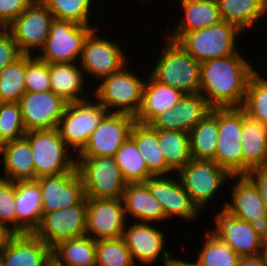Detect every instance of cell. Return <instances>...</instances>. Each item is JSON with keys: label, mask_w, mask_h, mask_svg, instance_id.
Returning <instances> with one entry per match:
<instances>
[{"label": "cell", "mask_w": 267, "mask_h": 266, "mask_svg": "<svg viewBox=\"0 0 267 266\" xmlns=\"http://www.w3.org/2000/svg\"><path fill=\"white\" fill-rule=\"evenodd\" d=\"M79 67L78 63H50L51 90L67 103L87 99L83 90L85 74Z\"/></svg>", "instance_id": "30"}, {"label": "cell", "mask_w": 267, "mask_h": 266, "mask_svg": "<svg viewBox=\"0 0 267 266\" xmlns=\"http://www.w3.org/2000/svg\"><path fill=\"white\" fill-rule=\"evenodd\" d=\"M170 176H152L144 183L148 186L151 194L161 204L167 219L179 217L187 221H196L201 211L192 202L190 195L185 191L178 176Z\"/></svg>", "instance_id": "19"}, {"label": "cell", "mask_w": 267, "mask_h": 266, "mask_svg": "<svg viewBox=\"0 0 267 266\" xmlns=\"http://www.w3.org/2000/svg\"><path fill=\"white\" fill-rule=\"evenodd\" d=\"M243 32L224 20L200 30L184 33L177 42L198 62L237 54L236 40Z\"/></svg>", "instance_id": "5"}, {"label": "cell", "mask_w": 267, "mask_h": 266, "mask_svg": "<svg viewBox=\"0 0 267 266\" xmlns=\"http://www.w3.org/2000/svg\"><path fill=\"white\" fill-rule=\"evenodd\" d=\"M256 70L252 73L242 109L246 115L267 126V79Z\"/></svg>", "instance_id": "39"}, {"label": "cell", "mask_w": 267, "mask_h": 266, "mask_svg": "<svg viewBox=\"0 0 267 266\" xmlns=\"http://www.w3.org/2000/svg\"><path fill=\"white\" fill-rule=\"evenodd\" d=\"M145 79L142 102L135 119L138 123L149 124L157 115L172 109L185 94L174 87L160 83L150 74Z\"/></svg>", "instance_id": "25"}, {"label": "cell", "mask_w": 267, "mask_h": 266, "mask_svg": "<svg viewBox=\"0 0 267 266\" xmlns=\"http://www.w3.org/2000/svg\"><path fill=\"white\" fill-rule=\"evenodd\" d=\"M26 54V92H45L51 90L50 63Z\"/></svg>", "instance_id": "43"}, {"label": "cell", "mask_w": 267, "mask_h": 266, "mask_svg": "<svg viewBox=\"0 0 267 266\" xmlns=\"http://www.w3.org/2000/svg\"><path fill=\"white\" fill-rule=\"evenodd\" d=\"M176 266H198L195 261H183V259H177Z\"/></svg>", "instance_id": "51"}, {"label": "cell", "mask_w": 267, "mask_h": 266, "mask_svg": "<svg viewBox=\"0 0 267 266\" xmlns=\"http://www.w3.org/2000/svg\"><path fill=\"white\" fill-rule=\"evenodd\" d=\"M177 174L185 191L200 211L208 201L210 203L227 180L237 179L236 175H231L225 168L210 160L191 159Z\"/></svg>", "instance_id": "8"}, {"label": "cell", "mask_w": 267, "mask_h": 266, "mask_svg": "<svg viewBox=\"0 0 267 266\" xmlns=\"http://www.w3.org/2000/svg\"><path fill=\"white\" fill-rule=\"evenodd\" d=\"M135 123L136 119L132 115L108 112L76 157L114 156L122 143L130 137Z\"/></svg>", "instance_id": "15"}, {"label": "cell", "mask_w": 267, "mask_h": 266, "mask_svg": "<svg viewBox=\"0 0 267 266\" xmlns=\"http://www.w3.org/2000/svg\"><path fill=\"white\" fill-rule=\"evenodd\" d=\"M246 176L254 183L267 208V166L251 169Z\"/></svg>", "instance_id": "47"}, {"label": "cell", "mask_w": 267, "mask_h": 266, "mask_svg": "<svg viewBox=\"0 0 267 266\" xmlns=\"http://www.w3.org/2000/svg\"><path fill=\"white\" fill-rule=\"evenodd\" d=\"M95 28L97 27L54 19L49 36L39 51L41 53L36 57L48 63H77L84 40Z\"/></svg>", "instance_id": "9"}, {"label": "cell", "mask_w": 267, "mask_h": 266, "mask_svg": "<svg viewBox=\"0 0 267 266\" xmlns=\"http://www.w3.org/2000/svg\"><path fill=\"white\" fill-rule=\"evenodd\" d=\"M10 34V23L3 19L0 18V39L5 38Z\"/></svg>", "instance_id": "50"}, {"label": "cell", "mask_w": 267, "mask_h": 266, "mask_svg": "<svg viewBox=\"0 0 267 266\" xmlns=\"http://www.w3.org/2000/svg\"><path fill=\"white\" fill-rule=\"evenodd\" d=\"M15 196L16 182L0 178V223L16 233Z\"/></svg>", "instance_id": "44"}, {"label": "cell", "mask_w": 267, "mask_h": 266, "mask_svg": "<svg viewBox=\"0 0 267 266\" xmlns=\"http://www.w3.org/2000/svg\"><path fill=\"white\" fill-rule=\"evenodd\" d=\"M16 234L34 233L42 220V195L36 180L16 181Z\"/></svg>", "instance_id": "24"}, {"label": "cell", "mask_w": 267, "mask_h": 266, "mask_svg": "<svg viewBox=\"0 0 267 266\" xmlns=\"http://www.w3.org/2000/svg\"><path fill=\"white\" fill-rule=\"evenodd\" d=\"M239 52L201 63L199 93L211 108L242 107L256 70Z\"/></svg>", "instance_id": "1"}, {"label": "cell", "mask_w": 267, "mask_h": 266, "mask_svg": "<svg viewBox=\"0 0 267 266\" xmlns=\"http://www.w3.org/2000/svg\"><path fill=\"white\" fill-rule=\"evenodd\" d=\"M243 175L251 169L267 166V126L248 117L243 110L241 133Z\"/></svg>", "instance_id": "28"}, {"label": "cell", "mask_w": 267, "mask_h": 266, "mask_svg": "<svg viewBox=\"0 0 267 266\" xmlns=\"http://www.w3.org/2000/svg\"><path fill=\"white\" fill-rule=\"evenodd\" d=\"M45 266H63L59 264L54 258H51Z\"/></svg>", "instance_id": "52"}, {"label": "cell", "mask_w": 267, "mask_h": 266, "mask_svg": "<svg viewBox=\"0 0 267 266\" xmlns=\"http://www.w3.org/2000/svg\"><path fill=\"white\" fill-rule=\"evenodd\" d=\"M188 134L191 158L214 161L218 139V108H211Z\"/></svg>", "instance_id": "31"}, {"label": "cell", "mask_w": 267, "mask_h": 266, "mask_svg": "<svg viewBox=\"0 0 267 266\" xmlns=\"http://www.w3.org/2000/svg\"><path fill=\"white\" fill-rule=\"evenodd\" d=\"M184 15L165 38L177 41L184 33L203 29L222 21L217 0H180ZM171 32V33H170Z\"/></svg>", "instance_id": "26"}, {"label": "cell", "mask_w": 267, "mask_h": 266, "mask_svg": "<svg viewBox=\"0 0 267 266\" xmlns=\"http://www.w3.org/2000/svg\"><path fill=\"white\" fill-rule=\"evenodd\" d=\"M126 220L122 198H87L86 235L94 240L121 238Z\"/></svg>", "instance_id": "17"}, {"label": "cell", "mask_w": 267, "mask_h": 266, "mask_svg": "<svg viewBox=\"0 0 267 266\" xmlns=\"http://www.w3.org/2000/svg\"><path fill=\"white\" fill-rule=\"evenodd\" d=\"M31 146L35 180L76 169L77 158L61 138L58 129L32 130L24 136Z\"/></svg>", "instance_id": "4"}, {"label": "cell", "mask_w": 267, "mask_h": 266, "mask_svg": "<svg viewBox=\"0 0 267 266\" xmlns=\"http://www.w3.org/2000/svg\"><path fill=\"white\" fill-rule=\"evenodd\" d=\"M211 110L200 94H185L172 109L157 115L149 125L157 130L189 132Z\"/></svg>", "instance_id": "22"}, {"label": "cell", "mask_w": 267, "mask_h": 266, "mask_svg": "<svg viewBox=\"0 0 267 266\" xmlns=\"http://www.w3.org/2000/svg\"><path fill=\"white\" fill-rule=\"evenodd\" d=\"M214 218L216 226L211 232L227 243L240 257L263 253L266 234L260 229L230 215L223 208Z\"/></svg>", "instance_id": "16"}, {"label": "cell", "mask_w": 267, "mask_h": 266, "mask_svg": "<svg viewBox=\"0 0 267 266\" xmlns=\"http://www.w3.org/2000/svg\"><path fill=\"white\" fill-rule=\"evenodd\" d=\"M1 256L4 266H45L52 249L34 233L16 234Z\"/></svg>", "instance_id": "23"}, {"label": "cell", "mask_w": 267, "mask_h": 266, "mask_svg": "<svg viewBox=\"0 0 267 266\" xmlns=\"http://www.w3.org/2000/svg\"><path fill=\"white\" fill-rule=\"evenodd\" d=\"M131 256L141 264L149 265L160 259V255L165 266H176L177 258H172L169 251L165 250L164 233L149 222L133 221L130 226L125 225L121 237Z\"/></svg>", "instance_id": "14"}, {"label": "cell", "mask_w": 267, "mask_h": 266, "mask_svg": "<svg viewBox=\"0 0 267 266\" xmlns=\"http://www.w3.org/2000/svg\"><path fill=\"white\" fill-rule=\"evenodd\" d=\"M0 266H4V262H3V258L1 256V253H0Z\"/></svg>", "instance_id": "54"}, {"label": "cell", "mask_w": 267, "mask_h": 266, "mask_svg": "<svg viewBox=\"0 0 267 266\" xmlns=\"http://www.w3.org/2000/svg\"><path fill=\"white\" fill-rule=\"evenodd\" d=\"M130 137L135 141L148 170L154 175H168L173 172L166 164L157 139V129L149 124L136 122ZM168 173V174H166Z\"/></svg>", "instance_id": "33"}, {"label": "cell", "mask_w": 267, "mask_h": 266, "mask_svg": "<svg viewBox=\"0 0 267 266\" xmlns=\"http://www.w3.org/2000/svg\"><path fill=\"white\" fill-rule=\"evenodd\" d=\"M92 99L68 103L58 124V131L67 146L78 155L87 144L90 135L108 113L106 108Z\"/></svg>", "instance_id": "7"}, {"label": "cell", "mask_w": 267, "mask_h": 266, "mask_svg": "<svg viewBox=\"0 0 267 266\" xmlns=\"http://www.w3.org/2000/svg\"><path fill=\"white\" fill-rule=\"evenodd\" d=\"M99 29H93L83 43L80 67L98 81L112 73L120 71L127 63L124 50L115 41L98 35Z\"/></svg>", "instance_id": "13"}, {"label": "cell", "mask_w": 267, "mask_h": 266, "mask_svg": "<svg viewBox=\"0 0 267 266\" xmlns=\"http://www.w3.org/2000/svg\"><path fill=\"white\" fill-rule=\"evenodd\" d=\"M36 181L40 185L43 214L78 204L85 197L77 168L55 176H43Z\"/></svg>", "instance_id": "21"}, {"label": "cell", "mask_w": 267, "mask_h": 266, "mask_svg": "<svg viewBox=\"0 0 267 266\" xmlns=\"http://www.w3.org/2000/svg\"><path fill=\"white\" fill-rule=\"evenodd\" d=\"M0 156L4 169L0 178L14 182L35 180L31 146L25 137L1 145Z\"/></svg>", "instance_id": "27"}, {"label": "cell", "mask_w": 267, "mask_h": 266, "mask_svg": "<svg viewBox=\"0 0 267 266\" xmlns=\"http://www.w3.org/2000/svg\"><path fill=\"white\" fill-rule=\"evenodd\" d=\"M243 109L241 107L218 108V139L214 162L231 175H243L241 133Z\"/></svg>", "instance_id": "10"}, {"label": "cell", "mask_w": 267, "mask_h": 266, "mask_svg": "<svg viewBox=\"0 0 267 266\" xmlns=\"http://www.w3.org/2000/svg\"><path fill=\"white\" fill-rule=\"evenodd\" d=\"M16 233L7 225L0 223V253L9 245Z\"/></svg>", "instance_id": "49"}, {"label": "cell", "mask_w": 267, "mask_h": 266, "mask_svg": "<svg viewBox=\"0 0 267 266\" xmlns=\"http://www.w3.org/2000/svg\"><path fill=\"white\" fill-rule=\"evenodd\" d=\"M205 242L198 252V266H238L240 256L210 230H206Z\"/></svg>", "instance_id": "38"}, {"label": "cell", "mask_w": 267, "mask_h": 266, "mask_svg": "<svg viewBox=\"0 0 267 266\" xmlns=\"http://www.w3.org/2000/svg\"><path fill=\"white\" fill-rule=\"evenodd\" d=\"M51 11L54 19L90 25L89 14L93 0H41Z\"/></svg>", "instance_id": "40"}, {"label": "cell", "mask_w": 267, "mask_h": 266, "mask_svg": "<svg viewBox=\"0 0 267 266\" xmlns=\"http://www.w3.org/2000/svg\"><path fill=\"white\" fill-rule=\"evenodd\" d=\"M263 255L267 261V234L265 235L264 239Z\"/></svg>", "instance_id": "53"}, {"label": "cell", "mask_w": 267, "mask_h": 266, "mask_svg": "<svg viewBox=\"0 0 267 266\" xmlns=\"http://www.w3.org/2000/svg\"><path fill=\"white\" fill-rule=\"evenodd\" d=\"M122 238L96 240V266H135Z\"/></svg>", "instance_id": "41"}, {"label": "cell", "mask_w": 267, "mask_h": 266, "mask_svg": "<svg viewBox=\"0 0 267 266\" xmlns=\"http://www.w3.org/2000/svg\"><path fill=\"white\" fill-rule=\"evenodd\" d=\"M53 20L48 7L41 0H34L10 23V34L22 54L32 55L33 49L40 51L49 36Z\"/></svg>", "instance_id": "12"}, {"label": "cell", "mask_w": 267, "mask_h": 266, "mask_svg": "<svg viewBox=\"0 0 267 266\" xmlns=\"http://www.w3.org/2000/svg\"><path fill=\"white\" fill-rule=\"evenodd\" d=\"M238 266H267L263 253L254 256L241 257Z\"/></svg>", "instance_id": "48"}, {"label": "cell", "mask_w": 267, "mask_h": 266, "mask_svg": "<svg viewBox=\"0 0 267 266\" xmlns=\"http://www.w3.org/2000/svg\"><path fill=\"white\" fill-rule=\"evenodd\" d=\"M22 53L11 34L0 39V71L18 59Z\"/></svg>", "instance_id": "45"}, {"label": "cell", "mask_w": 267, "mask_h": 266, "mask_svg": "<svg viewBox=\"0 0 267 266\" xmlns=\"http://www.w3.org/2000/svg\"><path fill=\"white\" fill-rule=\"evenodd\" d=\"M122 201L125 217L131 215L141 222L167 221L161 204L151 194L145 183L126 184Z\"/></svg>", "instance_id": "29"}, {"label": "cell", "mask_w": 267, "mask_h": 266, "mask_svg": "<svg viewBox=\"0 0 267 266\" xmlns=\"http://www.w3.org/2000/svg\"><path fill=\"white\" fill-rule=\"evenodd\" d=\"M222 20L242 32L252 28L267 13V0H217Z\"/></svg>", "instance_id": "32"}, {"label": "cell", "mask_w": 267, "mask_h": 266, "mask_svg": "<svg viewBox=\"0 0 267 266\" xmlns=\"http://www.w3.org/2000/svg\"><path fill=\"white\" fill-rule=\"evenodd\" d=\"M76 158L86 198H122L127 183L114 156Z\"/></svg>", "instance_id": "6"}, {"label": "cell", "mask_w": 267, "mask_h": 266, "mask_svg": "<svg viewBox=\"0 0 267 266\" xmlns=\"http://www.w3.org/2000/svg\"><path fill=\"white\" fill-rule=\"evenodd\" d=\"M124 181L129 183H144L154 176L147 168L135 141L129 137L114 155Z\"/></svg>", "instance_id": "36"}, {"label": "cell", "mask_w": 267, "mask_h": 266, "mask_svg": "<svg viewBox=\"0 0 267 266\" xmlns=\"http://www.w3.org/2000/svg\"><path fill=\"white\" fill-rule=\"evenodd\" d=\"M231 188L232 203L224 202L223 209L230 215L252 224L267 234V208L254 183L246 175H236Z\"/></svg>", "instance_id": "20"}, {"label": "cell", "mask_w": 267, "mask_h": 266, "mask_svg": "<svg viewBox=\"0 0 267 266\" xmlns=\"http://www.w3.org/2000/svg\"><path fill=\"white\" fill-rule=\"evenodd\" d=\"M18 103L27 132L56 129L68 104L52 90L26 92Z\"/></svg>", "instance_id": "18"}, {"label": "cell", "mask_w": 267, "mask_h": 266, "mask_svg": "<svg viewBox=\"0 0 267 266\" xmlns=\"http://www.w3.org/2000/svg\"><path fill=\"white\" fill-rule=\"evenodd\" d=\"M157 139L165 162L173 172L177 173L192 159L188 132L157 130Z\"/></svg>", "instance_id": "35"}, {"label": "cell", "mask_w": 267, "mask_h": 266, "mask_svg": "<svg viewBox=\"0 0 267 266\" xmlns=\"http://www.w3.org/2000/svg\"><path fill=\"white\" fill-rule=\"evenodd\" d=\"M165 43L150 75L160 83L174 87L184 94L199 93L201 63L177 41L167 38Z\"/></svg>", "instance_id": "2"}, {"label": "cell", "mask_w": 267, "mask_h": 266, "mask_svg": "<svg viewBox=\"0 0 267 266\" xmlns=\"http://www.w3.org/2000/svg\"><path fill=\"white\" fill-rule=\"evenodd\" d=\"M26 54L0 71V102H19L26 93Z\"/></svg>", "instance_id": "37"}, {"label": "cell", "mask_w": 267, "mask_h": 266, "mask_svg": "<svg viewBox=\"0 0 267 266\" xmlns=\"http://www.w3.org/2000/svg\"><path fill=\"white\" fill-rule=\"evenodd\" d=\"M34 0H0V18L11 23L15 20Z\"/></svg>", "instance_id": "46"}, {"label": "cell", "mask_w": 267, "mask_h": 266, "mask_svg": "<svg viewBox=\"0 0 267 266\" xmlns=\"http://www.w3.org/2000/svg\"><path fill=\"white\" fill-rule=\"evenodd\" d=\"M27 131L18 102H0V146L20 139Z\"/></svg>", "instance_id": "42"}, {"label": "cell", "mask_w": 267, "mask_h": 266, "mask_svg": "<svg viewBox=\"0 0 267 266\" xmlns=\"http://www.w3.org/2000/svg\"><path fill=\"white\" fill-rule=\"evenodd\" d=\"M87 198L78 204L42 214L34 234L51 249L59 242L86 235Z\"/></svg>", "instance_id": "11"}, {"label": "cell", "mask_w": 267, "mask_h": 266, "mask_svg": "<svg viewBox=\"0 0 267 266\" xmlns=\"http://www.w3.org/2000/svg\"><path fill=\"white\" fill-rule=\"evenodd\" d=\"M52 258L63 266H96V240L88 235L59 242Z\"/></svg>", "instance_id": "34"}, {"label": "cell", "mask_w": 267, "mask_h": 266, "mask_svg": "<svg viewBox=\"0 0 267 266\" xmlns=\"http://www.w3.org/2000/svg\"><path fill=\"white\" fill-rule=\"evenodd\" d=\"M127 66L100 79L99 85L93 90V96L109 113H123L135 117L141 106L146 80L139 78L134 71L127 70Z\"/></svg>", "instance_id": "3"}]
</instances>
